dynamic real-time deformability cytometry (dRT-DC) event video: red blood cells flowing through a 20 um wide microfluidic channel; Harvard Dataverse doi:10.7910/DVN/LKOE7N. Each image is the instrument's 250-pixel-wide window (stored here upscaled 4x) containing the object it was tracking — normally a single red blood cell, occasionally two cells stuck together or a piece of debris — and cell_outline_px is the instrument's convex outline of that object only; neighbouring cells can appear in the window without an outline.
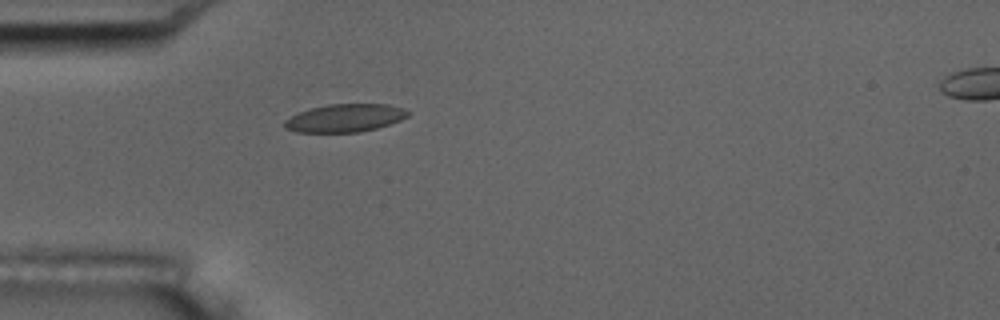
{"species": "common noctule bat (a hibernating species)", "species_latin": "Nyctalus noctula", "temperature_condition": "room temperature", "stored_images_in_passage": 57, "camera_frame_rate_fps": 3000, "um_per_image_px": 0.085, "animal": {"sex": "male", "body_mass_g": 17.5, "forearm_length_mm": 52.3}, "frame": {"image": 1, "passage_image": 17, "time_ms": 5.333, "image_size_px": [1000, 320], "cell_outline_px": [[408, 116], [400, 120], [376, 128], [360, 132], [296, 132], [284, 128], [284, 120], [300, 112], [312, 108], [328, 104], [388, 104], [404, 108], [408, 112]], "centroid_in_image_um": [29.31, 10.03], "position_along_channel_um": 55.7, "area_um2": 19.94}, "authors_computed_cell_mechanics": {"area_um2": 20.1722, "velocity_mm_per_s": 3.5802, "shape_relaxation_time_tau1_ms": 4.7285, "shape_relaxation_time_tau2_ms": 1.796, "deformation_change_tau1": 0.1058, "deformation_change_tau2": 0.0678}}